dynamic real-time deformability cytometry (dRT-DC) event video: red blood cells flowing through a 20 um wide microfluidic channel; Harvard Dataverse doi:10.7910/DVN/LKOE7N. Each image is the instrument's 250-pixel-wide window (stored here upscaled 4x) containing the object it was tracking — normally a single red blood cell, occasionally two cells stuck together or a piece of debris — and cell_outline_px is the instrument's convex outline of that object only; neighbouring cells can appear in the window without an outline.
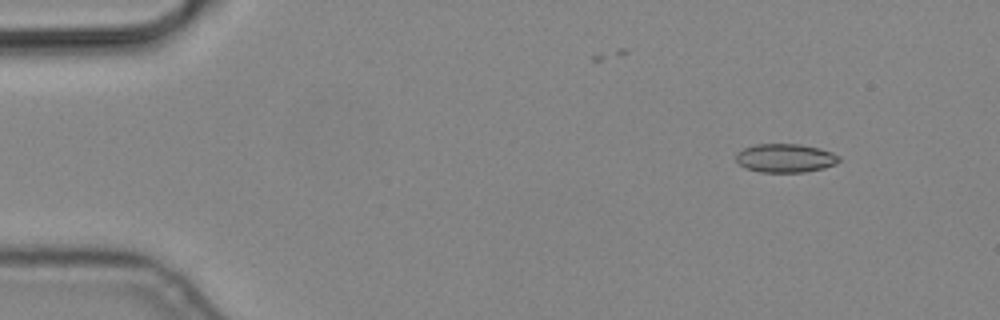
{"species": "common noctule bat (a hibernating species)", "species_latin": "Nyctalus noctula", "temperature_condition": "cold", "stored_images_in_passage": 5, "camera_frame_rate_fps": 3000, "um_per_image_px": 0.085, "animal": {"sex": "male", "body_mass_g": 19.2, "forearm_length_mm": 51.8}, "frame": {"image": 1, "passage_image": 2, "time_ms": 0.333, "image_size_px": [1000, 320], "cell_outline_px": [[840, 160], [836, 164], [824, 168], [804, 172], [760, 172], [744, 168], [736, 160], [736, 152], [744, 148], [756, 144], [800, 144], [820, 148], [832, 152], [840, 156]], "centroid_in_image_um": [66.76, 13.44], "position_along_channel_um": 18.2, "area_um2": 17.34}}
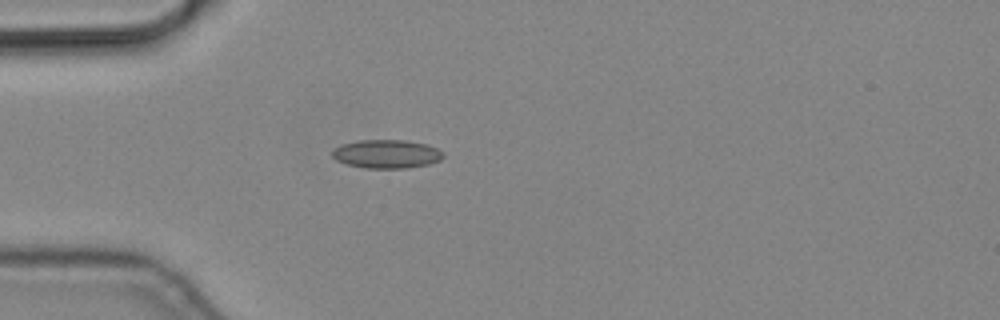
{"frame": {"image": 2, "passage_image": 5, "time_ms": 1.333, "image_size_px": [1000, 320], "cell_outline_px": [[444, 156], [440, 160], [428, 164], [408, 168], [364, 168], [348, 164], [336, 160], [332, 156], [332, 148], [340, 144], [360, 140], [408, 140], [424, 144], [436, 148], [444, 152]], "centroid_in_image_um": [32.84, 13.08], "position_along_channel_um": 52.2, "area_um2": 18.55}}